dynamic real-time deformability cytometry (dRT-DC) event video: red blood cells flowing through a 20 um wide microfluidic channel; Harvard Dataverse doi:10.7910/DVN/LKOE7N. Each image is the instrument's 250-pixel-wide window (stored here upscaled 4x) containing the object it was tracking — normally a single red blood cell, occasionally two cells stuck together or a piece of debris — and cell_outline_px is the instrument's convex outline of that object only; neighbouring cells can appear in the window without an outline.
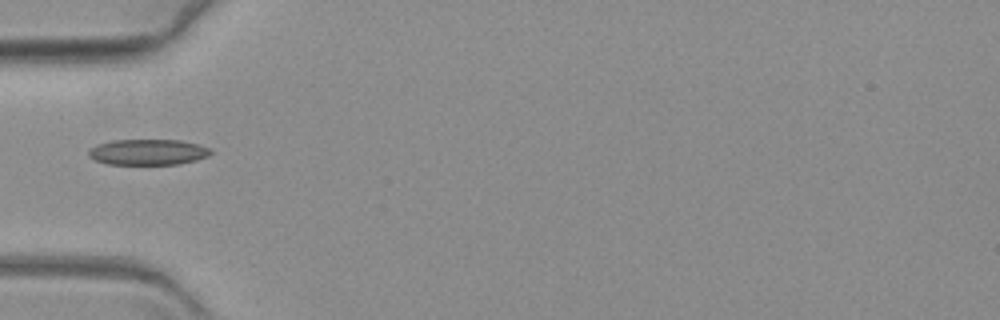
{"species": "common noctule bat (a hibernating species)", "species_latin": "Nyctalus noctula", "temperature_condition": "warm", "stored_images_in_passage": 29, "camera_frame_rate_fps": 3000, "um_per_image_px": 0.085, "animal": {"sex": "female", "body_mass_g": 19.3, "forearm_length_mm": 54.1}, "frame": {"image": 1, "passage_image": 1, "time_ms": 0.0, "image_size_px": [1000, 320], "cell_outline_px": [[212, 152], [208, 156], [196, 160], [180, 164], [108, 164], [96, 160], [88, 156], [88, 152], [96, 144], [112, 140], [180, 140], [200, 144], [212, 148]], "centroid_in_image_um": [12.62, 12.92], "position_along_channel_um": 72.4, "area_um2": 18.44}}
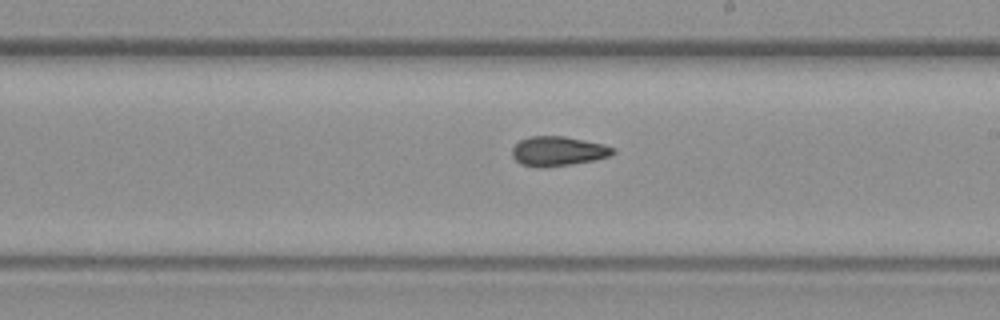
{"frame": {"image": 2, "passage_image": 16, "time_ms": 5.0, "image_size_px": [1000, 320], "cell_outline_px": [[616, 152], [612, 156], [572, 164], [544, 168], [536, 168], [520, 164], [512, 156], [512, 148], [520, 140], [528, 136], [564, 136], [604, 144], [616, 148]], "centroid_in_image_um": [47.44, 12.86], "position_along_channel_um": 241.6, "area_um2": 17.63}}
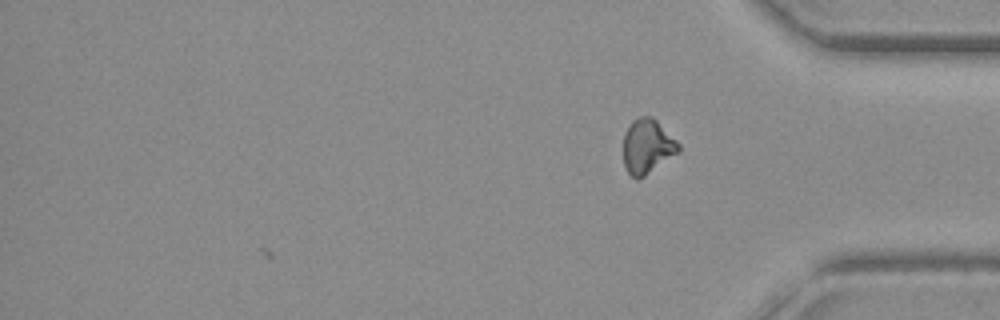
{"frame": {"image": 3, "passage_image": 29, "time_ms": 9.333, "image_size_px": [1000, 320], "cell_outline_px": [[680, 152], [644, 176], [636, 180], [624, 168], [624, 132], [632, 120], [640, 116], [652, 116], [680, 144]], "centroid_in_image_um": [55.02, 12.44], "position_along_channel_um": 380.2, "area_um2": 17.57}}